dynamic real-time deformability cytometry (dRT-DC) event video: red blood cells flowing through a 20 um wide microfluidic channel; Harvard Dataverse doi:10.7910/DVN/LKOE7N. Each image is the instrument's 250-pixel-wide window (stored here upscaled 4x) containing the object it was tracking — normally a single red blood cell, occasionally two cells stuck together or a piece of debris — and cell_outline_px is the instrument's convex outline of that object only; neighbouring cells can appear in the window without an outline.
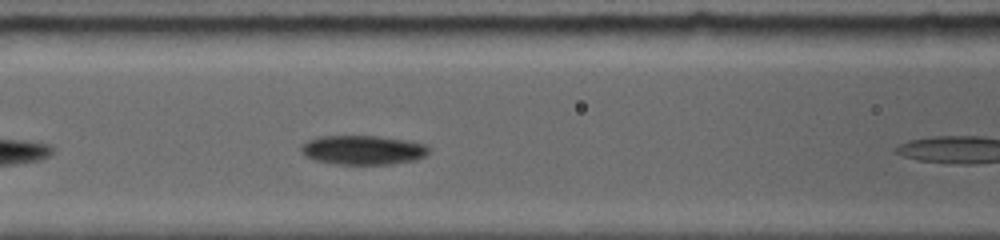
{"species": "common noctule bat (a hibernating species)", "species_latin": "Nyctalus noctula", "temperature_condition": "room temperature", "stored_images_in_passage": 5, "camera_frame_rate_fps": 5000, "um_per_image_px": 0.085, "animal": {"sex": "female", "body_mass_g": 19.0, "forearm_length_mm": 56.7}, "frame": {"image": 1, "passage_image": 4, "time_ms": 3.4, "image_size_px": [1000, 240], "cell_outline_px": [[428, 152], [424, 156], [416, 160], [392, 164], [336, 164], [316, 160], [308, 156], [304, 152], [304, 144], [312, 140], [324, 136], [372, 136], [400, 140], [420, 144], [428, 148]], "centroid_in_image_um": [30.88, 12.77], "position_along_channel_um": 135.7, "area_um2": 20.81}}